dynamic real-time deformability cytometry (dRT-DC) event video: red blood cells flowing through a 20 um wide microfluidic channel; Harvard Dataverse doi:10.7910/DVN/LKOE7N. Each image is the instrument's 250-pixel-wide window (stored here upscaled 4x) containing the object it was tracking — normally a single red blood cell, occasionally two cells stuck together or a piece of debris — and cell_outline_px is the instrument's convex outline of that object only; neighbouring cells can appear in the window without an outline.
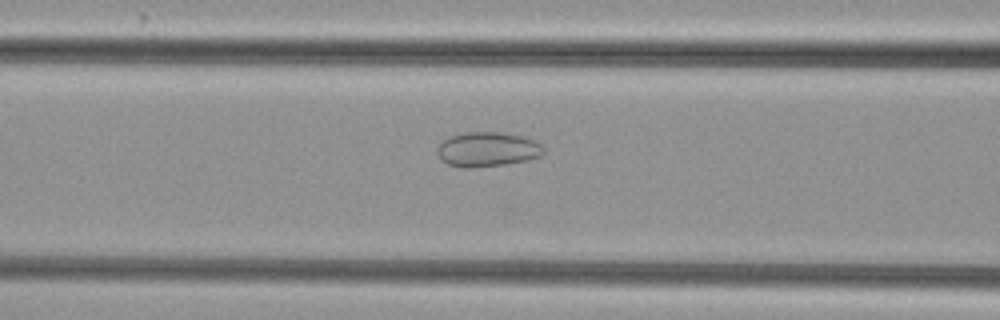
{"species": "common noctule bat (a hibernating species)", "species_latin": "Nyctalus noctula", "temperature_condition": "cold", "stored_images_in_passage": 31, "camera_frame_rate_fps": 3000, "um_per_image_px": 0.085, "animal": {"sex": "female", "body_mass_g": 29.2, "forearm_length_mm": 56.3}, "frame": {"image": 1, "passage_image": 7, "time_ms": 2.0, "image_size_px": [1000, 320], "cell_outline_px": [[544, 152], [540, 156], [528, 160], [504, 164], [472, 168], [460, 168], [448, 164], [440, 160], [436, 152], [436, 148], [444, 140], [452, 136], [464, 132], [500, 132], [520, 136], [536, 140], [544, 148]], "centroid_in_image_um": [41.41, 12.7], "position_along_channel_um": 125.2, "area_um2": 21.56}}
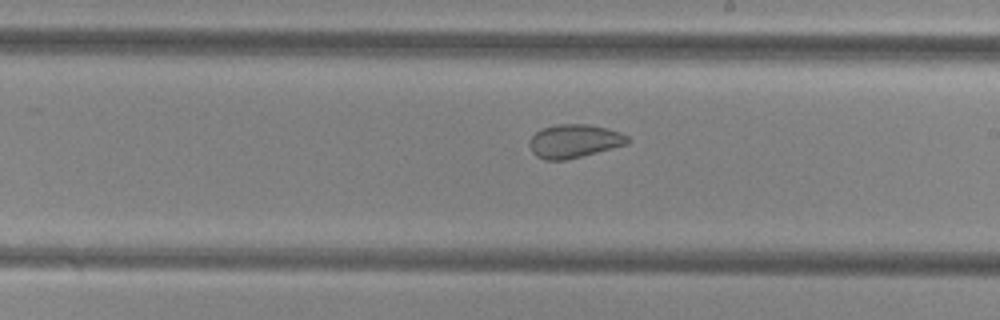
{"frame": {"image": 2, "passage_image": 16, "time_ms": 5.0, "image_size_px": [1000, 320], "cell_outline_px": [[628, 144], [564, 160], [544, 160], [536, 156], [532, 152], [528, 144], [528, 140], [536, 132], [544, 128], [556, 124], [588, 124], [608, 128], [620, 132], [628, 136]], "centroid_in_image_um": [48.78, 11.98], "position_along_channel_um": 240.2, "area_um2": 19.07}}
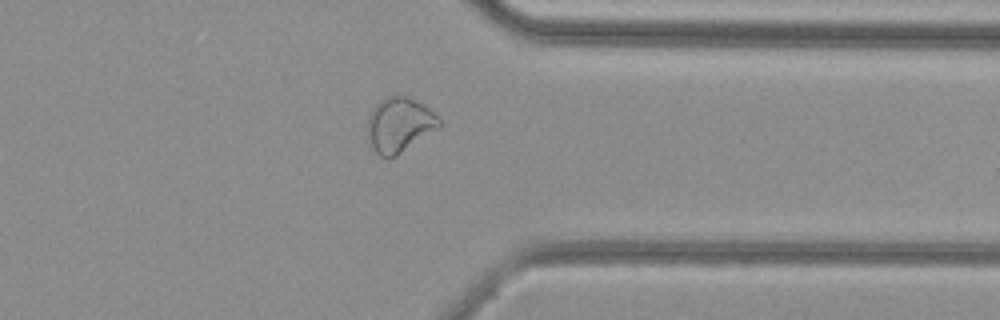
{"frame": {"image": 3, "passage_image": 27, "time_ms": 8.667, "image_size_px": [1000, 320], "cell_outline_px": [[444, 124], [440, 128], [396, 156], [388, 160], [380, 156], [372, 148], [368, 132], [368, 116], [372, 108], [380, 100], [388, 96], [408, 96], [424, 104]], "centroid_in_image_um": [33.97, 10.62], "position_along_channel_um": 377.4, "area_um2": 23.06}, "authors_computed_cell_mechanics": {"area_um2": 20.23, "velocity_mm_per_s": 3.8348, "shape_relaxation_time_tau1_ms": null, "shape_relaxation_time_tau2_ms": 1.1137, "deformation_change_tau1": null, "deformation_change_tau2": 0.0516}}